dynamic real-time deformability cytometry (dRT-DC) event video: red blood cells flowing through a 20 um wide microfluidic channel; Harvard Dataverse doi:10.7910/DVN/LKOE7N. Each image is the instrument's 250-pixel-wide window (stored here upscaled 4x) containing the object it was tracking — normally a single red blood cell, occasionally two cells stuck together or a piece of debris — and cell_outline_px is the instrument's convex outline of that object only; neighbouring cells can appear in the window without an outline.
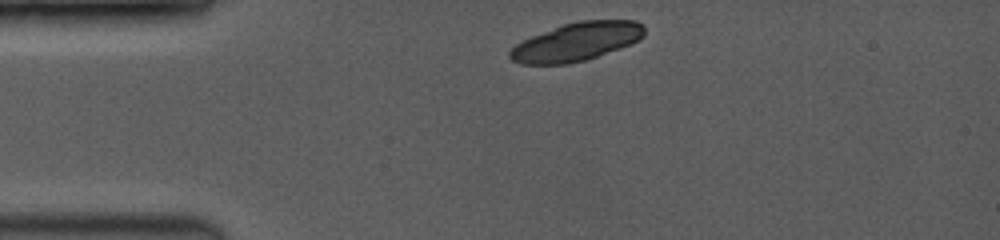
{"species": "common noctule bat (a hibernating species)", "species_latin": "Nyctalus noctula", "temperature_condition": "room temperature", "stored_images_in_passage": 3, "camera_frame_rate_fps": 3500, "um_per_image_px": 0.085, "animal": {"sex": "female", "body_mass_g": 19.0, "forearm_length_mm": 53.3}, "frame": {"image": 1, "passage_image": 1, "time_ms": 0.0, "image_size_px": [1000, 240], "cell_outline_px": [[644, 36], [620, 48], [584, 60], [568, 64], [520, 64], [512, 60], [508, 56], [508, 52], [516, 44], [532, 36], [564, 24], [580, 20], [632, 20], [640, 24], [644, 28]], "centroid_in_image_um": [48.97, 3.55], "position_along_channel_um": 36.0, "area_um2": 29.54}}